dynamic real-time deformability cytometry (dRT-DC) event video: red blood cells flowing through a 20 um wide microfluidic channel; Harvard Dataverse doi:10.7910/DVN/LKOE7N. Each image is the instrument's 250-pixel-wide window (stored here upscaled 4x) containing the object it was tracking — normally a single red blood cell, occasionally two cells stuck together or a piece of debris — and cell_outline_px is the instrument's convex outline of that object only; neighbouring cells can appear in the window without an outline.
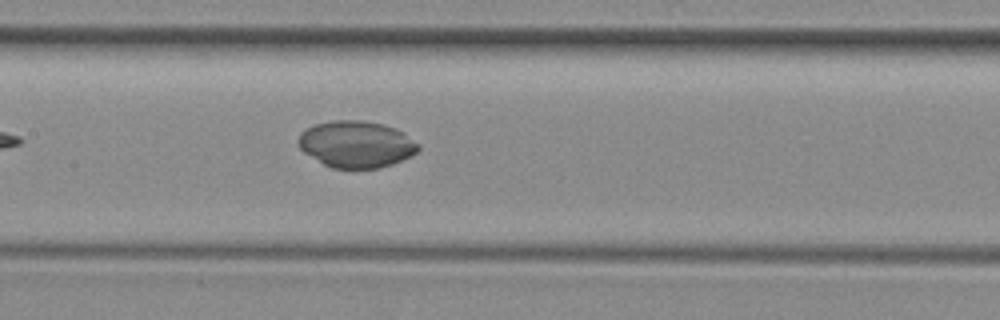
{"species": "common noctule bat (a hibernating species)", "species_latin": "Nyctalus noctula", "temperature_condition": "room temperature", "stored_images_in_passage": 7, "camera_frame_rate_fps": 3000, "um_per_image_px": 0.085, "animal": {"sex": "female", "body_mass_g": 29.2, "forearm_length_mm": 56.3}, "frame": {"image": 1, "passage_image": 7, "time_ms": 7.0, "image_size_px": [1000, 320], "cell_outline_px": [[420, 148], [412, 156], [392, 164], [376, 168], [332, 168], [324, 164], [304, 152], [296, 144], [296, 140], [300, 132], [316, 124], [336, 120], [360, 120], [380, 124], [396, 128], [404, 132], [420, 144]], "centroid_in_image_um": [30.29, 12.26], "position_along_channel_um": 177.1, "area_um2": 32.66}}